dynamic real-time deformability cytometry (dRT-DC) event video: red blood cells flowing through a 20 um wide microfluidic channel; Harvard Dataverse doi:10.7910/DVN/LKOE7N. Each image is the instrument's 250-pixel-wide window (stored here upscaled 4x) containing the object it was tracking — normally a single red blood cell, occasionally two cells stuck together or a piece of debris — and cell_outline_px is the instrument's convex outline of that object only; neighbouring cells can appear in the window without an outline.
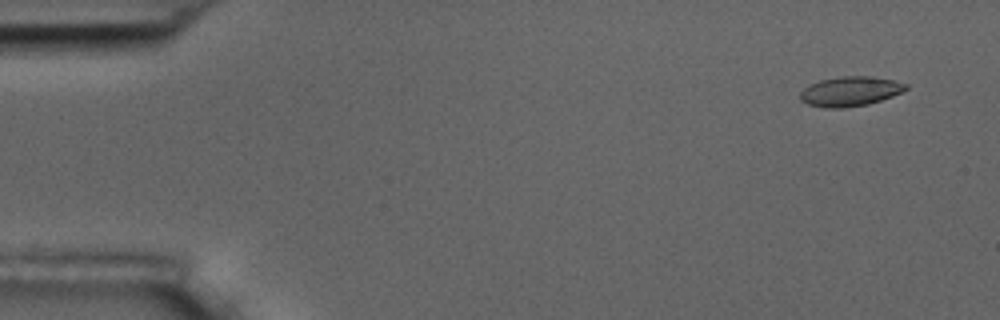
{"species": "common noctule bat (a hibernating species)", "species_latin": "Nyctalus noctula", "temperature_condition": "room temperature", "stored_images_in_passage": 5, "camera_frame_rate_fps": 3000, "um_per_image_px": 0.085, "animal": {"sex": "male", "body_mass_g": 17.5, "forearm_length_mm": 52.3}, "frame": {"image": 1, "passage_image": 1, "time_ms": 0.0, "image_size_px": [1000, 320], "cell_outline_px": [[908, 88], [892, 96], [868, 104], [844, 108], [824, 108], [808, 104], [800, 100], [800, 92], [808, 84], [820, 80], [840, 76], [868, 76], [892, 80], [908, 84]], "centroid_in_image_um": [72.22, 7.76], "position_along_channel_um": 12.8, "area_um2": 18.26}}
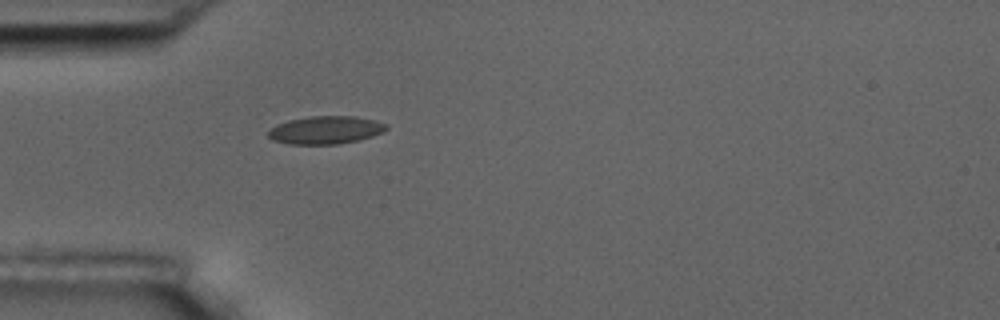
{"frame": {"image": 2, "passage_image": 5, "time_ms": 4.333, "image_size_px": [1000, 320], "cell_outline_px": [[388, 128], [384, 132], [372, 136], [356, 140], [336, 144], [288, 144], [272, 140], [268, 136], [268, 132], [276, 124], [288, 120], [312, 116], [356, 116], [376, 120], [388, 124]], "centroid_in_image_um": [27.69, 11.04], "position_along_channel_um": 57.3, "area_um2": 19.25}}